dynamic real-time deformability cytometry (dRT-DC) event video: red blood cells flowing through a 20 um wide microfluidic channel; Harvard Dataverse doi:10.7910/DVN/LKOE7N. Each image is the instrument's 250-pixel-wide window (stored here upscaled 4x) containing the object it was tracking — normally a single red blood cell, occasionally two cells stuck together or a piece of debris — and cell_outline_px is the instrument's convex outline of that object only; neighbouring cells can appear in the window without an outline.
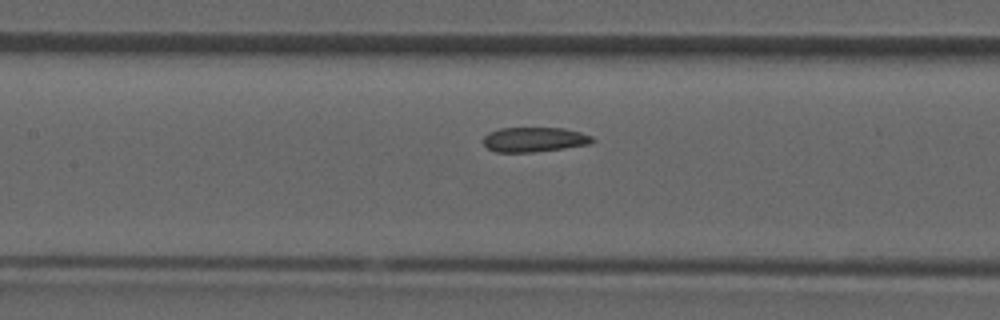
{"species": "common noctule bat (a hibernating species)", "species_latin": "Nyctalus noctula", "temperature_condition": "room temperature", "stored_images_in_passage": 25, "camera_frame_rate_fps": 3000, "um_per_image_px": 0.085, "animal": {"sex": "male", "forearm_length_mm": 52.5}, "frame": {"image": 1, "passage_image": 11, "time_ms": 3.333, "image_size_px": [1000, 320], "cell_outline_px": [[596, 140], [592, 144], [564, 148], [532, 152], [496, 152], [488, 148], [484, 144], [484, 136], [488, 132], [500, 128], [564, 128], [580, 132], [592, 136]], "centroid_in_image_um": [45.44, 11.86], "position_along_channel_um": 162.0, "area_um2": 15.78}}
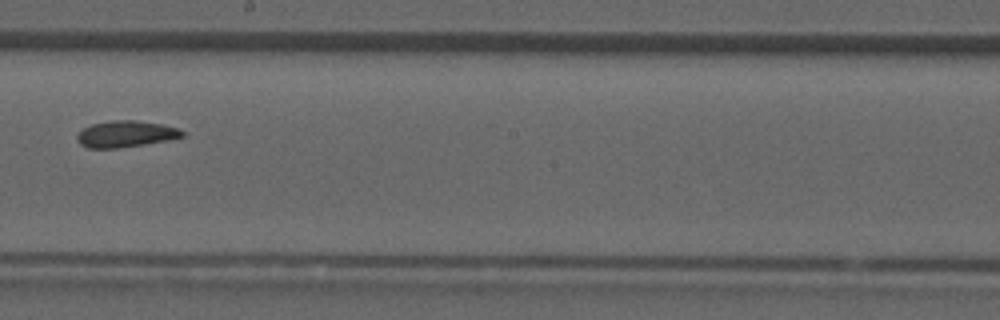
{"frame": {"image": 2, "passage_image": 15, "time_ms": 4.667, "image_size_px": [1000, 320], "cell_outline_px": [[184, 136], [168, 140], [144, 144], [116, 148], [88, 148], [80, 144], [76, 140], [76, 136], [84, 128], [92, 124], [112, 120], [136, 120], [160, 124], [180, 128], [184, 132]], "centroid_in_image_um": [10.69, 11.39], "position_along_channel_um": 237.5, "area_um2": 16.13}}